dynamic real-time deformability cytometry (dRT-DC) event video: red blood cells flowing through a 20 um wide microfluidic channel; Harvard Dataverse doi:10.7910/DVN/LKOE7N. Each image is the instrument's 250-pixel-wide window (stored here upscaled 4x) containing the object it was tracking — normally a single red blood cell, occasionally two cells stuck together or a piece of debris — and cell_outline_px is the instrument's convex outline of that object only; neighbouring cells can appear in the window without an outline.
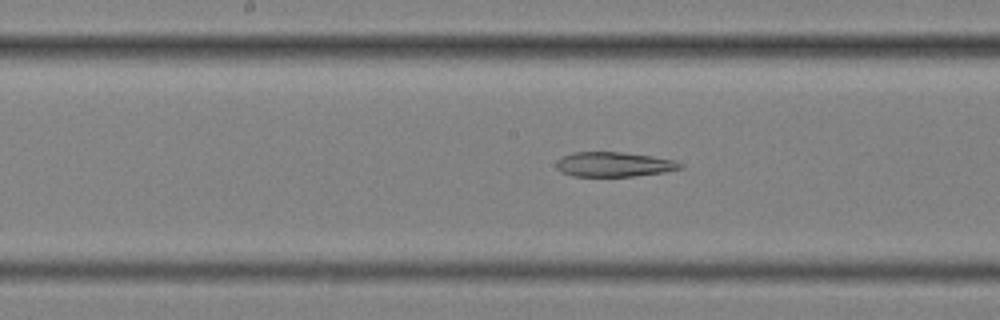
{"species": "common noctule bat (a hibernating species)", "species_latin": "Nyctalus noctula", "temperature_condition": "cold", "stored_images_in_passage": 55, "camera_frame_rate_fps": 3000, "um_per_image_px": 0.085, "animal": {"sex": "female", "body_mass_g": 25.1}, "frame": {"image": 1, "passage_image": 26, "time_ms": 8.333, "image_size_px": [1000, 320], "cell_outline_px": [[684, 168], [664, 172], [632, 176], [572, 176], [560, 172], [556, 168], [556, 160], [572, 152], [620, 152], [652, 156], [676, 160], [684, 164]], "centroid_in_image_um": [52.19, 13.97], "position_along_channel_um": 196.0, "area_um2": 17.98}}
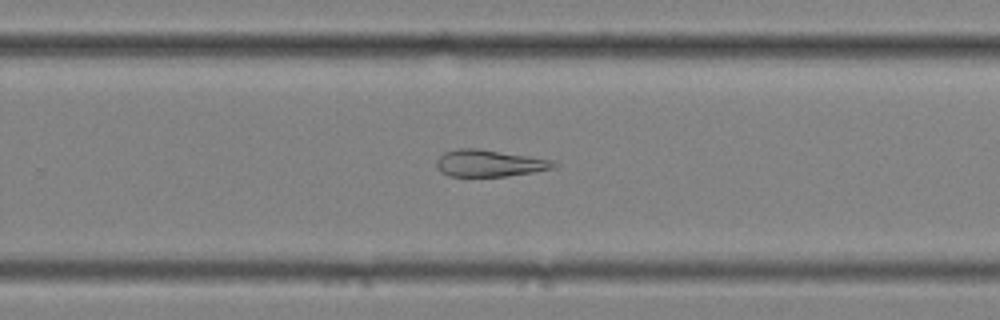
{"frame": {"image": 2, "passage_image": 34, "time_ms": 11.0, "image_size_px": [1000, 320], "cell_outline_px": [[560, 164], [552, 168], [532, 172], [508, 176], [448, 176], [440, 172], [436, 164], [436, 160], [444, 152], [456, 148], [480, 148], [552, 160]], "centroid_in_image_um": [41.56, 13.87], "position_along_channel_um": 288.2, "area_um2": 18.38}}
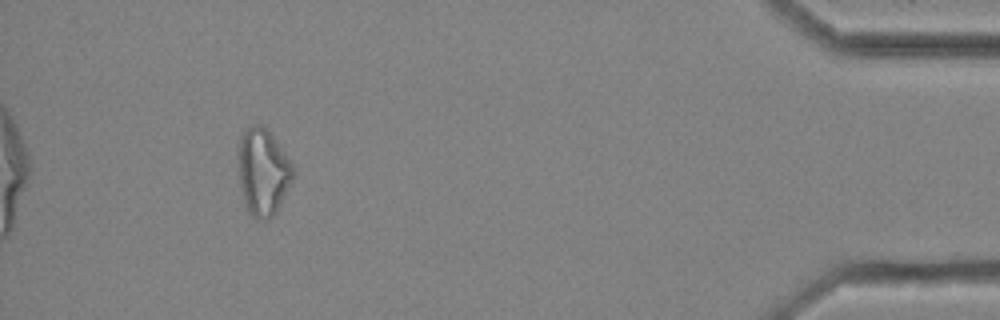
{"frame": {"image": 3, "passage_image": 50, "time_ms": 16.333, "image_size_px": [1000, 320], "cell_outline_px": [[296, 172], [276, 212], [268, 220], [256, 220], [248, 212], [244, 204], [240, 180], [236, 152], [240, 140], [244, 132], [252, 124], [260, 124], [272, 136], [284, 152], [292, 164]], "centroid_in_image_um": [22.33, 14.64], "position_along_channel_um": 412.9, "area_um2": 27.69}}